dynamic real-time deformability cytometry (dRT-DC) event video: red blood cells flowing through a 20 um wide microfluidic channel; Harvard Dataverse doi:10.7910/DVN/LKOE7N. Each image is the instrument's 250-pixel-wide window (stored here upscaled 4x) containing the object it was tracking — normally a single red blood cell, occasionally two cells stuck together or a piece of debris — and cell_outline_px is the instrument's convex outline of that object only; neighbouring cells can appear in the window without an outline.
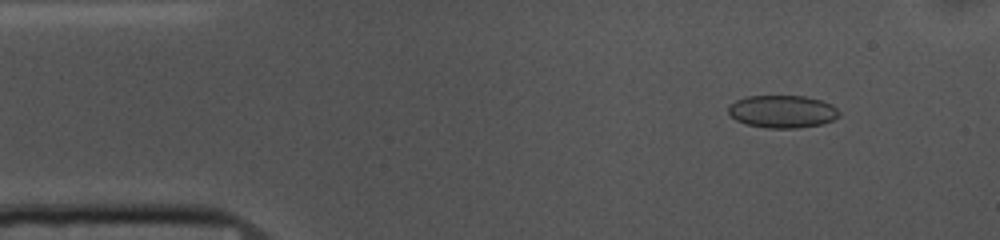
{"species": "common noctule bat (a hibernating species)", "species_latin": "Nyctalus noctula", "temperature_condition": "cold", "stored_images_in_passage": 52, "camera_frame_rate_fps": 3000, "um_per_image_px": 0.085, "animal": {"sex": "female", "body_mass_g": 10.0, "forearm_length_mm": 53.1}, "frame": {"image": 1, "passage_image": 5, "time_ms": 1.333, "image_size_px": [1000, 240], "cell_outline_px": [[840, 116], [832, 120], [820, 124], [796, 128], [768, 128], [744, 124], [736, 120], [728, 112], [728, 104], [744, 96], [804, 96], [820, 100], [832, 104], [840, 112]], "centroid_in_image_um": [66.47, 9.47], "position_along_channel_um": 18.5, "area_um2": 21.15}}
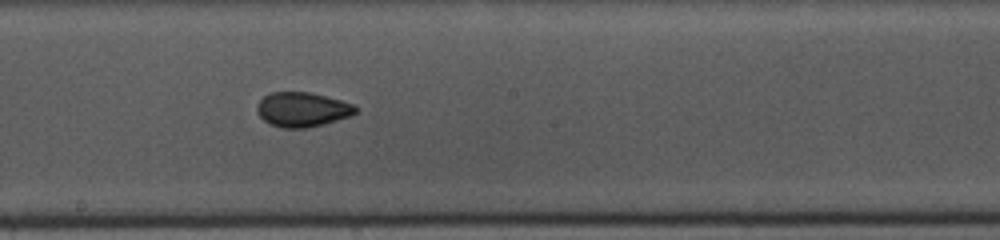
{"frame": {"image": 2, "passage_image": 27, "time_ms": 8.667, "image_size_px": [1000, 240], "cell_outline_px": [[360, 108], [356, 112], [348, 116], [324, 124], [308, 128], [284, 128], [268, 124], [256, 112], [256, 108], [260, 100], [264, 96], [272, 92], [308, 92], [340, 100], [352, 104]], "centroid_in_image_um": [25.67, 9.32], "position_along_channel_um": 222.5, "area_um2": 19.77}}
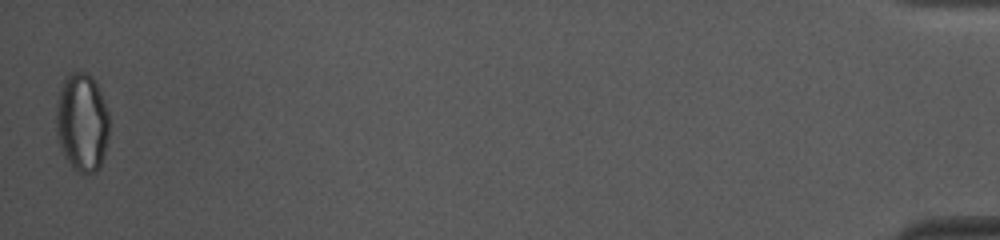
{"frame": {"image": 3, "passage_image": 52, "time_ms": 17.0, "image_size_px": [1000, 240], "cell_outline_px": [[108, 136], [100, 168], [96, 172], [80, 172], [64, 156], [56, 132], [56, 104], [60, 88], [64, 76], [68, 72], [88, 72], [92, 76], [100, 92], [108, 112]], "centroid_in_image_um": [6.95, 10.34], "position_along_channel_um": 428.2, "area_um2": 30.29}, "authors_computed_cell_mechanics": {"area_um2": 20.6924, "velocity_mm_per_s": 3.6726, "shape_relaxation_time_tau1_ms": 6.8254, "shape_relaxation_time_tau2_ms": 1.7318, "deformation_change_tau1": 0.1282, "deformation_change_tau2": 0.0603}}